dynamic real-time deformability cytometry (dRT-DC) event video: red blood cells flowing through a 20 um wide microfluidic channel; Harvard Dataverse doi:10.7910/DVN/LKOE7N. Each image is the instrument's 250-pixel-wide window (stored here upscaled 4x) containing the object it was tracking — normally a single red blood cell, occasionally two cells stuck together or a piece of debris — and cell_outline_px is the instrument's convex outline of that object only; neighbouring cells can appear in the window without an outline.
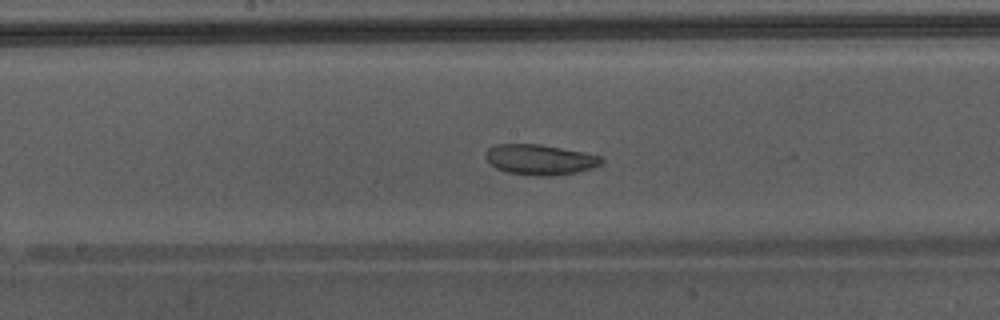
{"species": "Egyptian fruit bat (a non-hibernating species)", "species_latin": "Rousettus aegyptiacus", "temperature_condition": "warm", "stored_images_in_passage": 50, "camera_frame_rate_fps": 3000, "um_per_image_px": 0.085, "animal": {"sex": "male"}, "frame": {"image": 1, "passage_image": 29, "time_ms": 9.333, "image_size_px": [1000, 320], "cell_outline_px": [[604, 164], [592, 168], [576, 172], [548, 176], [540, 176], [508, 172], [496, 168], [484, 156], [488, 148], [496, 144], [540, 144], [584, 152], [604, 156]], "centroid_in_image_um": [45.95, 13.55], "position_along_channel_um": 202.2, "area_um2": 20.52}, "authors_computed_cell_mechanics": {"area_um2": 26.2123, "velocity_mm_per_s": 4.3394, "shape_relaxation_time_tau1_ms": 10.1119, "shape_relaxation_time_tau2_ms": 0.8212, "deformation_change_tau1": 0.129, "deformation_change_tau2": 0.0467}}